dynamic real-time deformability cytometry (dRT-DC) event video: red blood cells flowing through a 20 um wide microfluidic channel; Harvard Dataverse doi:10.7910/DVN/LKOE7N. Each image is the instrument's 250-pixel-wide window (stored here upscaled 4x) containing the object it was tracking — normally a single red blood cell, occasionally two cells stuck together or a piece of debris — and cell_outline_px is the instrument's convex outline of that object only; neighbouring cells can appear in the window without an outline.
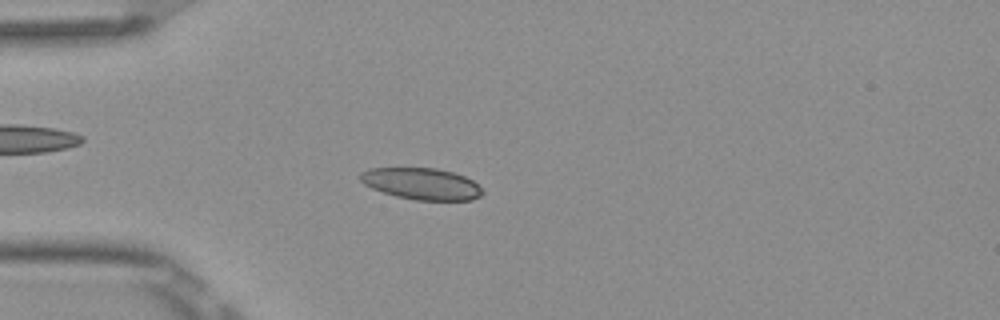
{"species": "Egyptian fruit bat (a non-hibernating species)", "species_latin": "Rousettus aegyptiacus", "temperature_condition": "room temperature", "stored_images_in_passage": 52, "camera_frame_rate_fps": 3000, "um_per_image_px": 0.085, "frame": {"image": 1, "passage_image": 14, "time_ms": 4.333, "image_size_px": [1000, 320], "cell_outline_px": [[484, 192], [480, 196], [472, 200], [416, 200], [396, 196], [372, 188], [364, 184], [360, 180], [360, 172], [368, 168], [436, 168], [452, 172], [464, 176], [472, 180]], "centroid_in_image_um": [35.82, 15.61], "position_along_channel_um": 49.2, "area_um2": 22.37}}
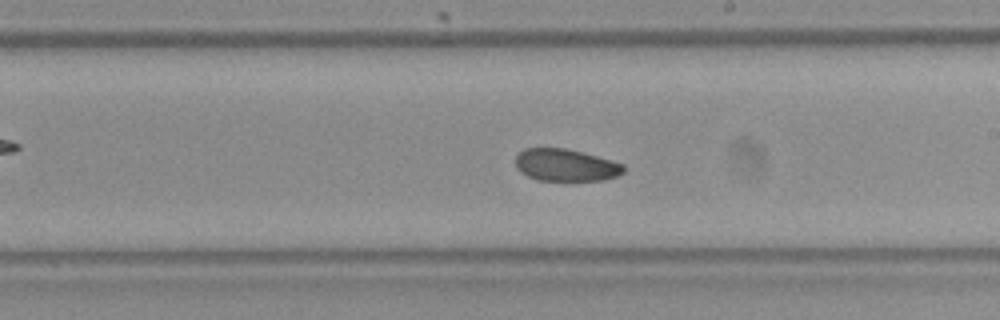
{"frame": {"image": 2, "passage_image": 30, "time_ms": 9.667, "image_size_px": [1000, 320], "cell_outline_px": [[624, 172], [616, 176], [604, 180], [536, 180], [520, 172], [516, 168], [516, 156], [524, 148], [564, 148], [584, 152], [624, 164]], "centroid_in_image_um": [48.08, 14.03], "position_along_channel_um": 240.9, "area_um2": 20.29}}
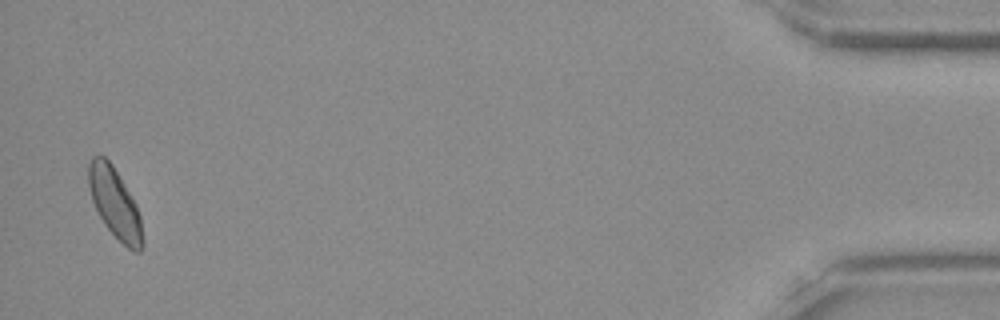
{"frame": {"image": 3, "passage_image": 51, "time_ms": 16.667, "image_size_px": [1000, 320], "cell_outline_px": [[144, 244], [140, 252], [132, 252], [108, 228], [100, 216], [92, 200], [88, 184], [88, 164], [92, 156], [104, 156], [112, 164], [132, 196], [136, 204], [140, 216]], "centroid_in_image_um": [9.77, 17.27], "position_along_channel_um": 425.4, "area_um2": 21.85}, "authors_computed_cell_mechanics": {"area_um2": 21.675, "velocity_mm_per_s": 3.8573, "shape_relaxation_time_tau1_ms": 11.2824, "shape_relaxation_time_tau2_ms": 6.3857, "deformation_change_tau1": 0.1675, "deformation_change_tau2": 0.0951}}